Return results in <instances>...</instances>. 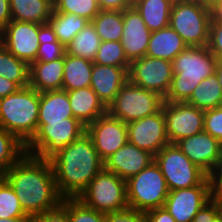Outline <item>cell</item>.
Returning <instances> with one entry per match:
<instances>
[{
	"instance_id": "31",
	"label": "cell",
	"mask_w": 222,
	"mask_h": 222,
	"mask_svg": "<svg viewBox=\"0 0 222 222\" xmlns=\"http://www.w3.org/2000/svg\"><path fill=\"white\" fill-rule=\"evenodd\" d=\"M101 41H121L123 35V11L100 10L91 21Z\"/></svg>"
},
{
	"instance_id": "45",
	"label": "cell",
	"mask_w": 222,
	"mask_h": 222,
	"mask_svg": "<svg viewBox=\"0 0 222 222\" xmlns=\"http://www.w3.org/2000/svg\"><path fill=\"white\" fill-rule=\"evenodd\" d=\"M97 4L100 10L123 11L124 9L132 7L127 0H97Z\"/></svg>"
},
{
	"instance_id": "32",
	"label": "cell",
	"mask_w": 222,
	"mask_h": 222,
	"mask_svg": "<svg viewBox=\"0 0 222 222\" xmlns=\"http://www.w3.org/2000/svg\"><path fill=\"white\" fill-rule=\"evenodd\" d=\"M29 70L26 62L16 58L0 43V75L22 88L29 85Z\"/></svg>"
},
{
	"instance_id": "30",
	"label": "cell",
	"mask_w": 222,
	"mask_h": 222,
	"mask_svg": "<svg viewBox=\"0 0 222 222\" xmlns=\"http://www.w3.org/2000/svg\"><path fill=\"white\" fill-rule=\"evenodd\" d=\"M186 103L203 111L221 106L222 91L216 74L202 80Z\"/></svg>"
},
{
	"instance_id": "20",
	"label": "cell",
	"mask_w": 222,
	"mask_h": 222,
	"mask_svg": "<svg viewBox=\"0 0 222 222\" xmlns=\"http://www.w3.org/2000/svg\"><path fill=\"white\" fill-rule=\"evenodd\" d=\"M128 69L93 63L90 87L107 108L128 81Z\"/></svg>"
},
{
	"instance_id": "41",
	"label": "cell",
	"mask_w": 222,
	"mask_h": 222,
	"mask_svg": "<svg viewBox=\"0 0 222 222\" xmlns=\"http://www.w3.org/2000/svg\"><path fill=\"white\" fill-rule=\"evenodd\" d=\"M212 198L217 202L222 197V148L212 170L207 174Z\"/></svg>"
},
{
	"instance_id": "27",
	"label": "cell",
	"mask_w": 222,
	"mask_h": 222,
	"mask_svg": "<svg viewBox=\"0 0 222 222\" xmlns=\"http://www.w3.org/2000/svg\"><path fill=\"white\" fill-rule=\"evenodd\" d=\"M92 67V61L65 52L62 89L71 91L90 87Z\"/></svg>"
},
{
	"instance_id": "39",
	"label": "cell",
	"mask_w": 222,
	"mask_h": 222,
	"mask_svg": "<svg viewBox=\"0 0 222 222\" xmlns=\"http://www.w3.org/2000/svg\"><path fill=\"white\" fill-rule=\"evenodd\" d=\"M204 131L222 144V105L204 111Z\"/></svg>"
},
{
	"instance_id": "10",
	"label": "cell",
	"mask_w": 222,
	"mask_h": 222,
	"mask_svg": "<svg viewBox=\"0 0 222 222\" xmlns=\"http://www.w3.org/2000/svg\"><path fill=\"white\" fill-rule=\"evenodd\" d=\"M169 191L200 185L207 174L196 166L177 146L169 143L155 156Z\"/></svg>"
},
{
	"instance_id": "4",
	"label": "cell",
	"mask_w": 222,
	"mask_h": 222,
	"mask_svg": "<svg viewBox=\"0 0 222 222\" xmlns=\"http://www.w3.org/2000/svg\"><path fill=\"white\" fill-rule=\"evenodd\" d=\"M40 93L28 86L0 99V129L26 145L37 131Z\"/></svg>"
},
{
	"instance_id": "55",
	"label": "cell",
	"mask_w": 222,
	"mask_h": 222,
	"mask_svg": "<svg viewBox=\"0 0 222 222\" xmlns=\"http://www.w3.org/2000/svg\"><path fill=\"white\" fill-rule=\"evenodd\" d=\"M132 6L138 1V0H127Z\"/></svg>"
},
{
	"instance_id": "5",
	"label": "cell",
	"mask_w": 222,
	"mask_h": 222,
	"mask_svg": "<svg viewBox=\"0 0 222 222\" xmlns=\"http://www.w3.org/2000/svg\"><path fill=\"white\" fill-rule=\"evenodd\" d=\"M86 133V126L75 117L64 121L37 122V131L25 145L27 154L50 161L65 146Z\"/></svg>"
},
{
	"instance_id": "43",
	"label": "cell",
	"mask_w": 222,
	"mask_h": 222,
	"mask_svg": "<svg viewBox=\"0 0 222 222\" xmlns=\"http://www.w3.org/2000/svg\"><path fill=\"white\" fill-rule=\"evenodd\" d=\"M105 222H148L145 213L133 208L105 214Z\"/></svg>"
},
{
	"instance_id": "22",
	"label": "cell",
	"mask_w": 222,
	"mask_h": 222,
	"mask_svg": "<svg viewBox=\"0 0 222 222\" xmlns=\"http://www.w3.org/2000/svg\"><path fill=\"white\" fill-rule=\"evenodd\" d=\"M64 56L53 61H35L30 65L29 86L39 93L62 89Z\"/></svg>"
},
{
	"instance_id": "26",
	"label": "cell",
	"mask_w": 222,
	"mask_h": 222,
	"mask_svg": "<svg viewBox=\"0 0 222 222\" xmlns=\"http://www.w3.org/2000/svg\"><path fill=\"white\" fill-rule=\"evenodd\" d=\"M88 20L72 13H59L53 10L47 25V32L66 47L88 24Z\"/></svg>"
},
{
	"instance_id": "40",
	"label": "cell",
	"mask_w": 222,
	"mask_h": 222,
	"mask_svg": "<svg viewBox=\"0 0 222 222\" xmlns=\"http://www.w3.org/2000/svg\"><path fill=\"white\" fill-rule=\"evenodd\" d=\"M207 47L218 61H222V18H211Z\"/></svg>"
},
{
	"instance_id": "44",
	"label": "cell",
	"mask_w": 222,
	"mask_h": 222,
	"mask_svg": "<svg viewBox=\"0 0 222 222\" xmlns=\"http://www.w3.org/2000/svg\"><path fill=\"white\" fill-rule=\"evenodd\" d=\"M148 222H176L165 207H159L145 212Z\"/></svg>"
},
{
	"instance_id": "2",
	"label": "cell",
	"mask_w": 222,
	"mask_h": 222,
	"mask_svg": "<svg viewBox=\"0 0 222 222\" xmlns=\"http://www.w3.org/2000/svg\"><path fill=\"white\" fill-rule=\"evenodd\" d=\"M50 162L58 192L63 198H78L104 169V161L87 133L65 146Z\"/></svg>"
},
{
	"instance_id": "9",
	"label": "cell",
	"mask_w": 222,
	"mask_h": 222,
	"mask_svg": "<svg viewBox=\"0 0 222 222\" xmlns=\"http://www.w3.org/2000/svg\"><path fill=\"white\" fill-rule=\"evenodd\" d=\"M164 98L127 81L119 90L107 112L124 123L142 119L162 109Z\"/></svg>"
},
{
	"instance_id": "19",
	"label": "cell",
	"mask_w": 222,
	"mask_h": 222,
	"mask_svg": "<svg viewBox=\"0 0 222 222\" xmlns=\"http://www.w3.org/2000/svg\"><path fill=\"white\" fill-rule=\"evenodd\" d=\"M176 144L206 174L212 170L222 148V144L205 131L183 138Z\"/></svg>"
},
{
	"instance_id": "52",
	"label": "cell",
	"mask_w": 222,
	"mask_h": 222,
	"mask_svg": "<svg viewBox=\"0 0 222 222\" xmlns=\"http://www.w3.org/2000/svg\"><path fill=\"white\" fill-rule=\"evenodd\" d=\"M209 220V210H207L204 214L196 217L192 222H208Z\"/></svg>"
},
{
	"instance_id": "17",
	"label": "cell",
	"mask_w": 222,
	"mask_h": 222,
	"mask_svg": "<svg viewBox=\"0 0 222 222\" xmlns=\"http://www.w3.org/2000/svg\"><path fill=\"white\" fill-rule=\"evenodd\" d=\"M123 23L121 43L128 61L146 56L151 31L133 6L123 10Z\"/></svg>"
},
{
	"instance_id": "50",
	"label": "cell",
	"mask_w": 222,
	"mask_h": 222,
	"mask_svg": "<svg viewBox=\"0 0 222 222\" xmlns=\"http://www.w3.org/2000/svg\"><path fill=\"white\" fill-rule=\"evenodd\" d=\"M215 74L218 78L219 85L222 91V61H218L215 69Z\"/></svg>"
},
{
	"instance_id": "49",
	"label": "cell",
	"mask_w": 222,
	"mask_h": 222,
	"mask_svg": "<svg viewBox=\"0 0 222 222\" xmlns=\"http://www.w3.org/2000/svg\"><path fill=\"white\" fill-rule=\"evenodd\" d=\"M212 17L222 18V0H217L211 6Z\"/></svg>"
},
{
	"instance_id": "42",
	"label": "cell",
	"mask_w": 222,
	"mask_h": 222,
	"mask_svg": "<svg viewBox=\"0 0 222 222\" xmlns=\"http://www.w3.org/2000/svg\"><path fill=\"white\" fill-rule=\"evenodd\" d=\"M31 222H69L68 198H63L62 204L54 210L39 213L34 216Z\"/></svg>"
},
{
	"instance_id": "18",
	"label": "cell",
	"mask_w": 222,
	"mask_h": 222,
	"mask_svg": "<svg viewBox=\"0 0 222 222\" xmlns=\"http://www.w3.org/2000/svg\"><path fill=\"white\" fill-rule=\"evenodd\" d=\"M153 161L154 156L150 152L127 142L104 161V169L127 181Z\"/></svg>"
},
{
	"instance_id": "35",
	"label": "cell",
	"mask_w": 222,
	"mask_h": 222,
	"mask_svg": "<svg viewBox=\"0 0 222 222\" xmlns=\"http://www.w3.org/2000/svg\"><path fill=\"white\" fill-rule=\"evenodd\" d=\"M53 4L55 12L72 13L89 22L100 11L97 0H53Z\"/></svg>"
},
{
	"instance_id": "48",
	"label": "cell",
	"mask_w": 222,
	"mask_h": 222,
	"mask_svg": "<svg viewBox=\"0 0 222 222\" xmlns=\"http://www.w3.org/2000/svg\"><path fill=\"white\" fill-rule=\"evenodd\" d=\"M208 222H222V206L218 202L209 209Z\"/></svg>"
},
{
	"instance_id": "6",
	"label": "cell",
	"mask_w": 222,
	"mask_h": 222,
	"mask_svg": "<svg viewBox=\"0 0 222 222\" xmlns=\"http://www.w3.org/2000/svg\"><path fill=\"white\" fill-rule=\"evenodd\" d=\"M129 208L140 212L164 207L169 194L166 180L155 161L126 181Z\"/></svg>"
},
{
	"instance_id": "56",
	"label": "cell",
	"mask_w": 222,
	"mask_h": 222,
	"mask_svg": "<svg viewBox=\"0 0 222 222\" xmlns=\"http://www.w3.org/2000/svg\"><path fill=\"white\" fill-rule=\"evenodd\" d=\"M217 202L222 206V197Z\"/></svg>"
},
{
	"instance_id": "47",
	"label": "cell",
	"mask_w": 222,
	"mask_h": 222,
	"mask_svg": "<svg viewBox=\"0 0 222 222\" xmlns=\"http://www.w3.org/2000/svg\"><path fill=\"white\" fill-rule=\"evenodd\" d=\"M20 87L4 76L0 75V99L16 92Z\"/></svg>"
},
{
	"instance_id": "14",
	"label": "cell",
	"mask_w": 222,
	"mask_h": 222,
	"mask_svg": "<svg viewBox=\"0 0 222 222\" xmlns=\"http://www.w3.org/2000/svg\"><path fill=\"white\" fill-rule=\"evenodd\" d=\"M169 143L204 131V111L186 102H166L162 105Z\"/></svg>"
},
{
	"instance_id": "24",
	"label": "cell",
	"mask_w": 222,
	"mask_h": 222,
	"mask_svg": "<svg viewBox=\"0 0 222 222\" xmlns=\"http://www.w3.org/2000/svg\"><path fill=\"white\" fill-rule=\"evenodd\" d=\"M74 117L66 90L40 92L38 122H56Z\"/></svg>"
},
{
	"instance_id": "8",
	"label": "cell",
	"mask_w": 222,
	"mask_h": 222,
	"mask_svg": "<svg viewBox=\"0 0 222 222\" xmlns=\"http://www.w3.org/2000/svg\"><path fill=\"white\" fill-rule=\"evenodd\" d=\"M77 199L104 214L124 210L128 208L126 180L103 169Z\"/></svg>"
},
{
	"instance_id": "12",
	"label": "cell",
	"mask_w": 222,
	"mask_h": 222,
	"mask_svg": "<svg viewBox=\"0 0 222 222\" xmlns=\"http://www.w3.org/2000/svg\"><path fill=\"white\" fill-rule=\"evenodd\" d=\"M46 33L47 25L11 20L1 30V44L30 66L36 61L41 39Z\"/></svg>"
},
{
	"instance_id": "23",
	"label": "cell",
	"mask_w": 222,
	"mask_h": 222,
	"mask_svg": "<svg viewBox=\"0 0 222 222\" xmlns=\"http://www.w3.org/2000/svg\"><path fill=\"white\" fill-rule=\"evenodd\" d=\"M188 45L181 36L169 25L158 31L151 32L146 56L173 61Z\"/></svg>"
},
{
	"instance_id": "28",
	"label": "cell",
	"mask_w": 222,
	"mask_h": 222,
	"mask_svg": "<svg viewBox=\"0 0 222 222\" xmlns=\"http://www.w3.org/2000/svg\"><path fill=\"white\" fill-rule=\"evenodd\" d=\"M172 0H138L133 7L151 31L169 26Z\"/></svg>"
},
{
	"instance_id": "36",
	"label": "cell",
	"mask_w": 222,
	"mask_h": 222,
	"mask_svg": "<svg viewBox=\"0 0 222 222\" xmlns=\"http://www.w3.org/2000/svg\"><path fill=\"white\" fill-rule=\"evenodd\" d=\"M0 218H29L24 213L14 189L4 178L0 180Z\"/></svg>"
},
{
	"instance_id": "34",
	"label": "cell",
	"mask_w": 222,
	"mask_h": 222,
	"mask_svg": "<svg viewBox=\"0 0 222 222\" xmlns=\"http://www.w3.org/2000/svg\"><path fill=\"white\" fill-rule=\"evenodd\" d=\"M94 64L129 67L121 41H101Z\"/></svg>"
},
{
	"instance_id": "33",
	"label": "cell",
	"mask_w": 222,
	"mask_h": 222,
	"mask_svg": "<svg viewBox=\"0 0 222 222\" xmlns=\"http://www.w3.org/2000/svg\"><path fill=\"white\" fill-rule=\"evenodd\" d=\"M26 153L25 145L10 132L0 129V176Z\"/></svg>"
},
{
	"instance_id": "3",
	"label": "cell",
	"mask_w": 222,
	"mask_h": 222,
	"mask_svg": "<svg viewBox=\"0 0 222 222\" xmlns=\"http://www.w3.org/2000/svg\"><path fill=\"white\" fill-rule=\"evenodd\" d=\"M217 62L207 46H188L172 61L173 78L164 101L186 102L200 82L215 73Z\"/></svg>"
},
{
	"instance_id": "13",
	"label": "cell",
	"mask_w": 222,
	"mask_h": 222,
	"mask_svg": "<svg viewBox=\"0 0 222 222\" xmlns=\"http://www.w3.org/2000/svg\"><path fill=\"white\" fill-rule=\"evenodd\" d=\"M172 78L171 61L144 56L130 62L128 81L146 90L156 92L164 99L170 90Z\"/></svg>"
},
{
	"instance_id": "38",
	"label": "cell",
	"mask_w": 222,
	"mask_h": 222,
	"mask_svg": "<svg viewBox=\"0 0 222 222\" xmlns=\"http://www.w3.org/2000/svg\"><path fill=\"white\" fill-rule=\"evenodd\" d=\"M65 52V47L47 32L41 39L36 61H53L57 58H62Z\"/></svg>"
},
{
	"instance_id": "51",
	"label": "cell",
	"mask_w": 222,
	"mask_h": 222,
	"mask_svg": "<svg viewBox=\"0 0 222 222\" xmlns=\"http://www.w3.org/2000/svg\"><path fill=\"white\" fill-rule=\"evenodd\" d=\"M0 222H31L30 218H0Z\"/></svg>"
},
{
	"instance_id": "16",
	"label": "cell",
	"mask_w": 222,
	"mask_h": 222,
	"mask_svg": "<svg viewBox=\"0 0 222 222\" xmlns=\"http://www.w3.org/2000/svg\"><path fill=\"white\" fill-rule=\"evenodd\" d=\"M86 133L103 161L128 142L126 123L108 112L90 123Z\"/></svg>"
},
{
	"instance_id": "29",
	"label": "cell",
	"mask_w": 222,
	"mask_h": 222,
	"mask_svg": "<svg viewBox=\"0 0 222 222\" xmlns=\"http://www.w3.org/2000/svg\"><path fill=\"white\" fill-rule=\"evenodd\" d=\"M101 39L96 33L92 22L87 25L73 38V40L65 47L66 53L94 61L96 58Z\"/></svg>"
},
{
	"instance_id": "11",
	"label": "cell",
	"mask_w": 222,
	"mask_h": 222,
	"mask_svg": "<svg viewBox=\"0 0 222 222\" xmlns=\"http://www.w3.org/2000/svg\"><path fill=\"white\" fill-rule=\"evenodd\" d=\"M208 178L200 185L169 191L164 207L176 222H192L214 204Z\"/></svg>"
},
{
	"instance_id": "1",
	"label": "cell",
	"mask_w": 222,
	"mask_h": 222,
	"mask_svg": "<svg viewBox=\"0 0 222 222\" xmlns=\"http://www.w3.org/2000/svg\"><path fill=\"white\" fill-rule=\"evenodd\" d=\"M3 178L14 189L24 213L30 219L62 204L63 197L58 192L50 161L25 153Z\"/></svg>"
},
{
	"instance_id": "37",
	"label": "cell",
	"mask_w": 222,
	"mask_h": 222,
	"mask_svg": "<svg viewBox=\"0 0 222 222\" xmlns=\"http://www.w3.org/2000/svg\"><path fill=\"white\" fill-rule=\"evenodd\" d=\"M69 222H105V214L85 206L77 198H68Z\"/></svg>"
},
{
	"instance_id": "54",
	"label": "cell",
	"mask_w": 222,
	"mask_h": 222,
	"mask_svg": "<svg viewBox=\"0 0 222 222\" xmlns=\"http://www.w3.org/2000/svg\"><path fill=\"white\" fill-rule=\"evenodd\" d=\"M216 1L217 0H204V4L207 5V6H211Z\"/></svg>"
},
{
	"instance_id": "53",
	"label": "cell",
	"mask_w": 222,
	"mask_h": 222,
	"mask_svg": "<svg viewBox=\"0 0 222 222\" xmlns=\"http://www.w3.org/2000/svg\"><path fill=\"white\" fill-rule=\"evenodd\" d=\"M179 2H188V3H204V0H176Z\"/></svg>"
},
{
	"instance_id": "21",
	"label": "cell",
	"mask_w": 222,
	"mask_h": 222,
	"mask_svg": "<svg viewBox=\"0 0 222 222\" xmlns=\"http://www.w3.org/2000/svg\"><path fill=\"white\" fill-rule=\"evenodd\" d=\"M67 93L73 116L86 127L107 113V107L91 87L79 88Z\"/></svg>"
},
{
	"instance_id": "46",
	"label": "cell",
	"mask_w": 222,
	"mask_h": 222,
	"mask_svg": "<svg viewBox=\"0 0 222 222\" xmlns=\"http://www.w3.org/2000/svg\"><path fill=\"white\" fill-rule=\"evenodd\" d=\"M12 20L9 0H0V30Z\"/></svg>"
},
{
	"instance_id": "7",
	"label": "cell",
	"mask_w": 222,
	"mask_h": 222,
	"mask_svg": "<svg viewBox=\"0 0 222 222\" xmlns=\"http://www.w3.org/2000/svg\"><path fill=\"white\" fill-rule=\"evenodd\" d=\"M212 14L204 3L173 1L169 25L188 46H207Z\"/></svg>"
},
{
	"instance_id": "25",
	"label": "cell",
	"mask_w": 222,
	"mask_h": 222,
	"mask_svg": "<svg viewBox=\"0 0 222 222\" xmlns=\"http://www.w3.org/2000/svg\"><path fill=\"white\" fill-rule=\"evenodd\" d=\"M12 20L48 25L53 0H9Z\"/></svg>"
},
{
	"instance_id": "15",
	"label": "cell",
	"mask_w": 222,
	"mask_h": 222,
	"mask_svg": "<svg viewBox=\"0 0 222 222\" xmlns=\"http://www.w3.org/2000/svg\"><path fill=\"white\" fill-rule=\"evenodd\" d=\"M126 125L128 142L153 156L169 144L163 109Z\"/></svg>"
}]
</instances>
